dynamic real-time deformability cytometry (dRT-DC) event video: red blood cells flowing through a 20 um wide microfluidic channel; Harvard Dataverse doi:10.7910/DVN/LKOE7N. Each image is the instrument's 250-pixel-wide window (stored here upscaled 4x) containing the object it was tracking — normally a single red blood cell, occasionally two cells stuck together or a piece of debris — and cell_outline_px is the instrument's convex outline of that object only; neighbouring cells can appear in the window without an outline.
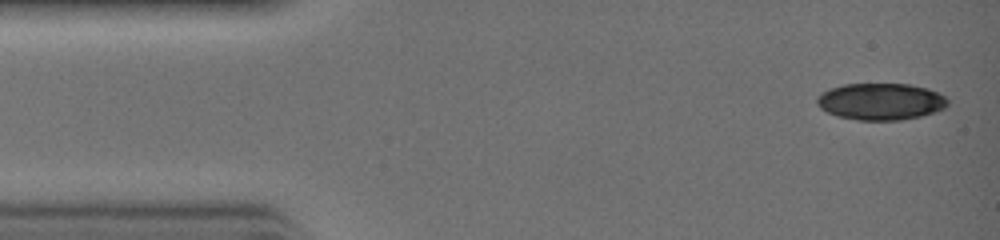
{"species": "common noctule bat (a hibernating species)", "species_latin": "Nyctalus noctula", "temperature_condition": "warm", "stored_images_in_passage": 29, "camera_frame_rate_fps": 3000, "um_per_image_px": 0.085, "animal": {"sex": "female", "body_mass_g": 19.0, "forearm_length_mm": 51.5}, "frame": {"image": 1, "passage_image": 1, "time_ms": 0.0, "image_size_px": [1000, 240], "cell_outline_px": [[948, 104], [944, 108], [920, 116], [900, 120], [860, 120], [836, 116], [820, 108], [816, 104], [816, 96], [820, 92], [844, 84], [908, 84], [928, 88], [944, 96], [948, 100]], "centroid_in_image_um": [74.82, 8.63], "position_along_channel_um": 10.2, "area_um2": 27.98}}
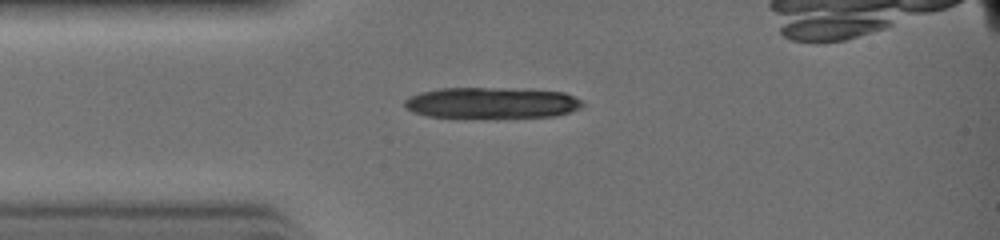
{"frame": {"image": 2, "passage_image": 7, "time_ms": 2.0, "image_size_px": [1000, 240], "cell_outline_px": [[584, 104], [580, 108], [556, 116], [496, 120], [428, 116], [412, 112], [404, 108], [404, 100], [420, 92], [440, 88], [492, 88], [564, 92], [584, 100]], "centroid_in_image_um": [41.79, 8.79], "position_along_channel_um": 43.2, "area_um2": 33.29}}